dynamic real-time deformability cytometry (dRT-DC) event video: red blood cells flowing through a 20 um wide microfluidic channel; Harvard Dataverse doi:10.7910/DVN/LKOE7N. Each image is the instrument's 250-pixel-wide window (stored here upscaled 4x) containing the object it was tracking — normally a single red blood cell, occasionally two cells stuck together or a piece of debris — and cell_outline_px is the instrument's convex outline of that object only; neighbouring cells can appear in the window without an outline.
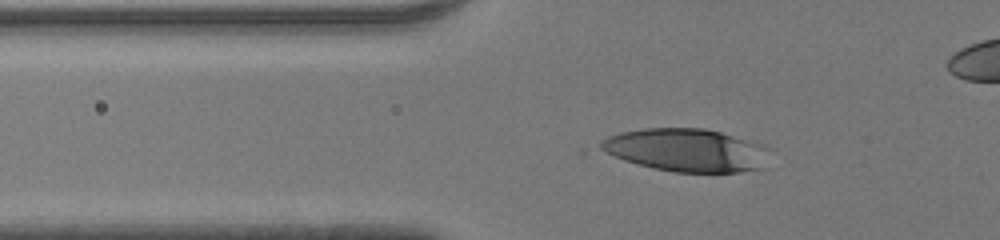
{"species": "human", "species_latin": "Homo sapiens", "temperature_condition": "room temperature", "stored_images_in_passage": 41, "camera_frame_rate_fps": 3000, "um_per_image_px": 0.085, "donor": {"sex": "male"}, "frame": {"image": 1, "passage_image": 15, "time_ms": 4.667, "image_size_px": [1000, 240], "cell_outline_px": [[772, 148], [764, 168], [740, 172], [676, 172], [652, 168], [636, 164], [624, 160], [600, 148], [600, 140], [608, 136], [620, 132], [644, 128], [704, 128], [756, 140], [768, 144]], "centroid_in_image_um": [58.47, 12.75], "position_along_channel_um": 67.3, "area_um2": 43.06}}
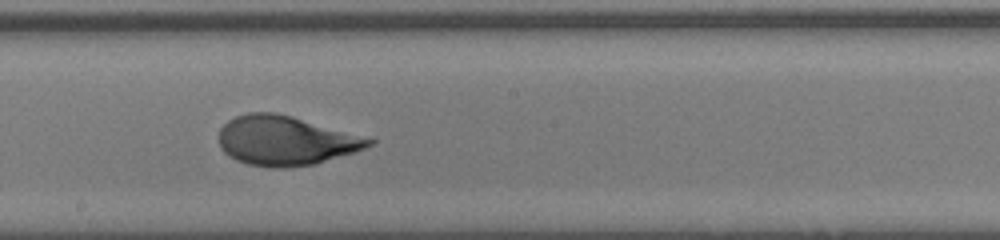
{"frame": {"image": 2, "passage_image": 27, "time_ms": 8.667, "image_size_px": [1000, 240], "cell_outline_px": [[376, 140], [372, 144], [356, 152], [316, 164], [284, 168], [268, 168], [248, 164], [236, 160], [228, 156], [220, 148], [220, 128], [228, 120], [236, 116], [248, 112], [276, 112], [292, 116]], "centroid_in_image_um": [24.25, 11.96], "position_along_channel_um": 224.0, "area_um2": 43.23}}
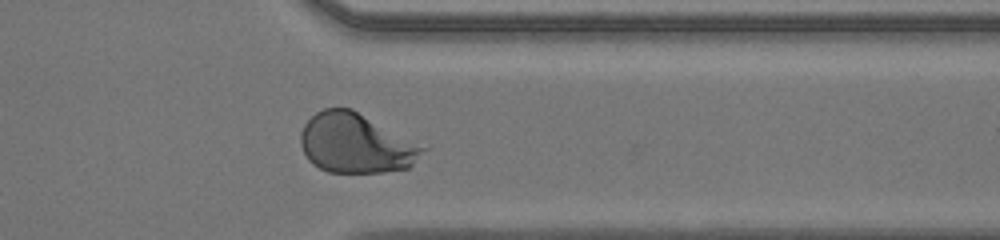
{"frame": {"image": 3, "passage_image": 38, "time_ms": 12.333, "image_size_px": [1000, 240], "cell_outline_px": [[428, 148], [408, 168], [384, 172], [328, 172], [312, 164], [308, 160], [300, 144], [300, 132], [304, 124], [316, 112], [324, 108], [352, 108]], "centroid_in_image_um": [30.23, 12.18], "position_along_channel_um": 381.2, "area_um2": 42.37}, "authors_computed_cell_mechanics": {"area_um2": 43.2344, "velocity_mm_per_s": 4.2588, "shape_relaxation_time_tau1_ms": 5.1432, "shape_relaxation_time_tau2_ms": null, "deformation_change_tau1": 0.2592, "deformation_change_tau2": null}}